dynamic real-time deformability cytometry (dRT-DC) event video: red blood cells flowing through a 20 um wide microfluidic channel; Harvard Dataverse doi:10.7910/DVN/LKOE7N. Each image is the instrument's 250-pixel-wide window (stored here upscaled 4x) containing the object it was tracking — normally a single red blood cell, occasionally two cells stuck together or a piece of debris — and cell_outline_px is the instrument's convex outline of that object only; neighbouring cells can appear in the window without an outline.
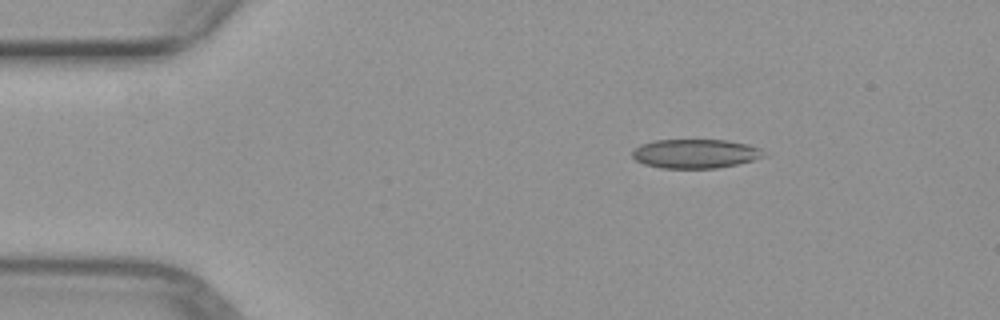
{"species": "common noctule bat (a hibernating species)", "species_latin": "Nyctalus noctula", "temperature_condition": "warm", "stored_images_in_passage": 43, "camera_frame_rate_fps": 3000, "um_per_image_px": 0.085, "animal": {"sex": "female", "body_mass_g": 29.2, "forearm_length_mm": 56.3}, "frame": {"image": 1, "passage_image": 1, "time_ms": 0.0, "image_size_px": [1000, 320], "cell_outline_px": [[764, 156], [752, 160], [736, 164], [716, 168], [660, 168], [644, 164], [636, 160], [632, 156], [632, 152], [640, 144], [656, 140], [728, 140], [748, 144], [760, 148]], "centroid_in_image_um": [59.07, 13.06], "position_along_channel_um": 25.9, "area_um2": 22.14}}
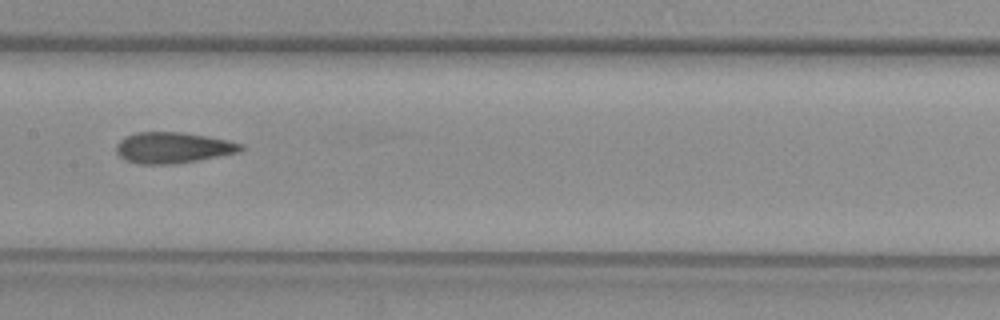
{"frame": {"image": 2, "passage_image": 18, "time_ms": 5.667, "image_size_px": [1000, 320], "cell_outline_px": [[244, 148], [240, 152], [196, 160], [172, 164], [140, 164], [124, 160], [116, 152], [116, 144], [124, 136], [136, 132], [180, 132], [228, 140], [240, 144]], "centroid_in_image_um": [14.64, 12.55], "position_along_channel_um": 192.8, "area_um2": 22.31}}
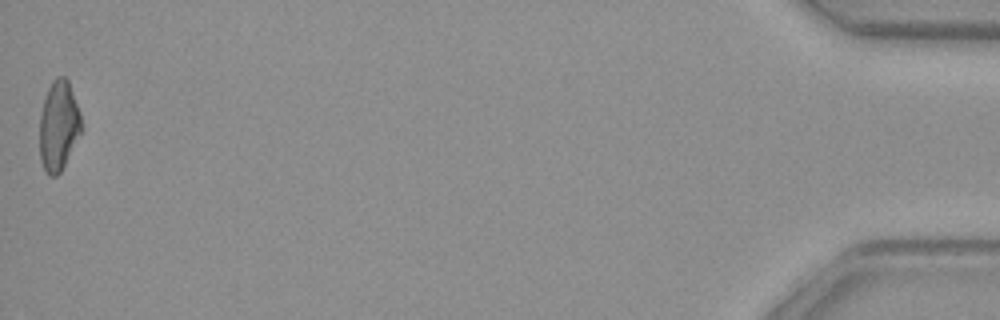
{"frame": {"image": 3, "passage_image": 43, "time_ms": 14.0, "image_size_px": [1000, 320], "cell_outline_px": [[84, 128], [60, 172], [56, 176], [48, 176], [40, 160], [40, 112], [48, 88], [52, 80], [56, 76], [64, 76], [68, 80], [80, 112]], "centroid_in_image_um": [4.99, 10.68], "position_along_channel_um": 430.2, "area_um2": 22.02}}